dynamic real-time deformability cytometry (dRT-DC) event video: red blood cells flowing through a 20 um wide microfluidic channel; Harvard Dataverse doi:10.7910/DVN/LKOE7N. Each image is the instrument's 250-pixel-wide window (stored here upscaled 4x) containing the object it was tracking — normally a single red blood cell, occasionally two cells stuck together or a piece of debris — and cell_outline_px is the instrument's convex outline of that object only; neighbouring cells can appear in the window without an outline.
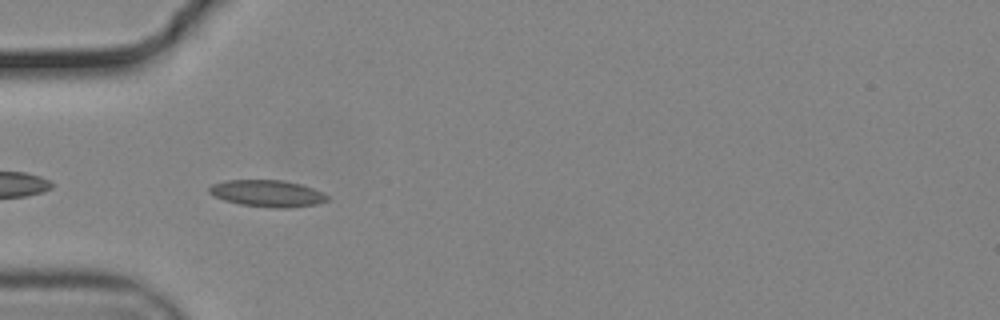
{"species": "common noctule bat (a hibernating species)", "species_latin": "Nyctalus noctula", "temperature_condition": "cold", "stored_images_in_passage": 8, "camera_frame_rate_fps": 3000, "um_per_image_px": 0.085, "animal": {"sex": "male", "body_mass_g": 19.2, "forearm_length_mm": 51.8}, "frame": {"image": 1, "passage_image": 2, "time_ms": 0.333, "image_size_px": [1000, 320], "cell_outline_px": [[328, 200], [316, 204], [288, 208], [272, 208], [240, 204], [224, 200], [208, 192], [208, 188], [212, 184], [224, 180], [284, 180], [300, 184], [312, 188], [328, 196]], "centroid_in_image_um": [22.7, 16.44], "position_along_channel_um": 62.3, "area_um2": 18.32}}
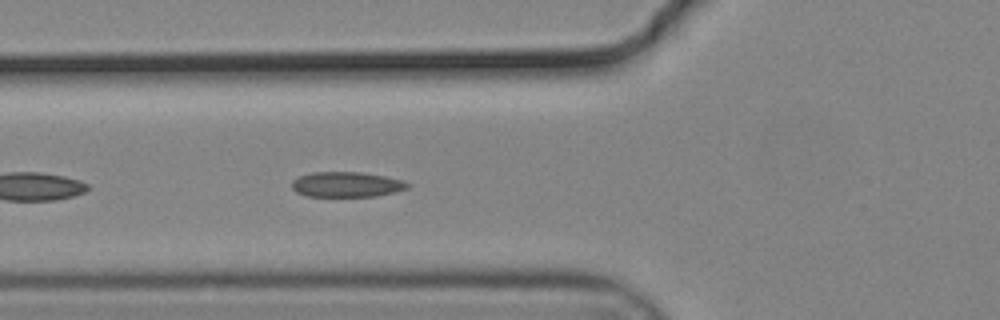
{"frame": {"image": 2, "passage_image": 5, "time_ms": 1.333, "image_size_px": [1000, 320], "cell_outline_px": [[412, 184], [408, 188], [396, 192], [376, 196], [308, 196], [296, 192], [292, 188], [292, 180], [300, 176], [312, 172], [364, 172], [404, 180]], "centroid_in_image_um": [29.5, 15.67], "position_along_channel_um": 96.3, "area_um2": 17.11}}